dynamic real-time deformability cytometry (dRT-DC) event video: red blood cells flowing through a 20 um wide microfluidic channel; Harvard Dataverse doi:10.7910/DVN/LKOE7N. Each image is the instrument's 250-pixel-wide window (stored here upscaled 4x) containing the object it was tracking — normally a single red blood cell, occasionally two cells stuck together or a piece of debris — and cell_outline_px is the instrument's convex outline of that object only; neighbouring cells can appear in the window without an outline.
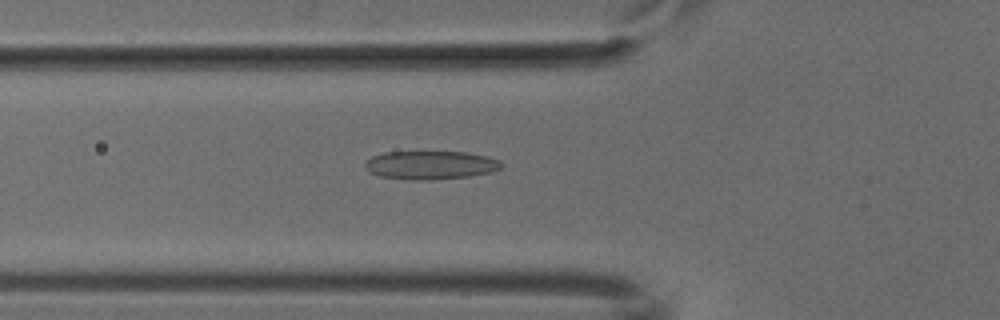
{"species": "common noctule bat (a hibernating species)", "species_latin": "Nyctalus noctula", "temperature_condition": "cold", "stored_images_in_passage": 47, "camera_frame_rate_fps": 3000, "um_per_image_px": 0.085, "animal": {"sex": "male", "body_mass_g": 18.8}, "frame": {"image": 1, "passage_image": 14, "time_ms": 4.333, "image_size_px": [1000, 320], "cell_outline_px": [[504, 164], [500, 168], [492, 172], [468, 176], [432, 180], [408, 180], [380, 176], [368, 172], [364, 168], [364, 164], [372, 156], [384, 152], [464, 152], [488, 156], [500, 160]], "centroid_in_image_um": [36.59, 14.04], "position_along_channel_um": 89.2, "area_um2": 22.77}}
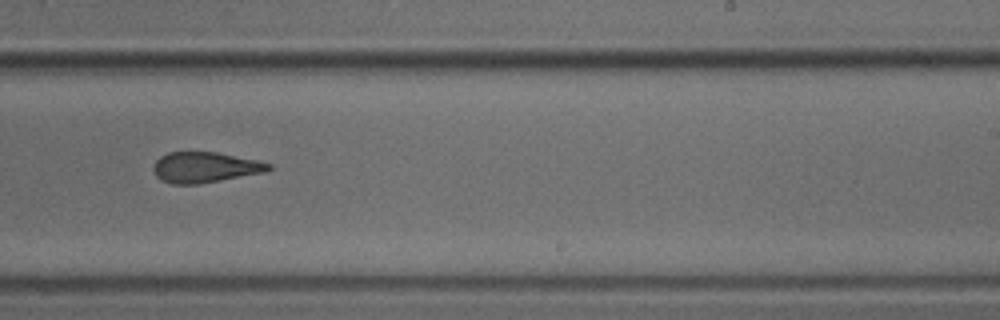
{"frame": {"image": 2, "passage_image": 28, "time_ms": 9.0, "image_size_px": [1000, 320], "cell_outline_px": [[272, 168], [268, 172], [200, 184], [172, 184], [160, 180], [156, 176], [152, 168], [156, 160], [160, 156], [168, 152], [216, 152], [256, 160], [272, 164]], "centroid_in_image_um": [17.43, 14.23], "position_along_channel_um": 271.6, "area_um2": 20.75}}
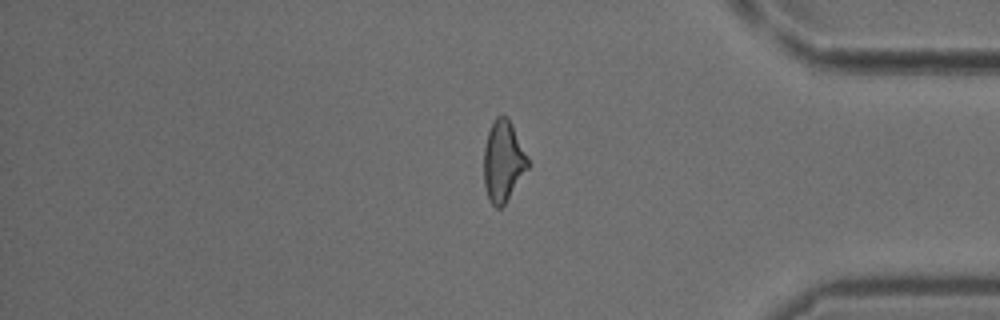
{"frame": {"image": 3, "passage_image": 39, "time_ms": 12.667, "image_size_px": [1000, 320], "cell_outline_px": [[532, 164], [504, 204], [500, 208], [496, 208], [488, 200], [484, 184], [484, 148], [488, 132], [496, 116], [508, 116]], "centroid_in_image_um": [42.79, 13.71], "position_along_channel_um": 392.4, "area_um2": 20.98}}